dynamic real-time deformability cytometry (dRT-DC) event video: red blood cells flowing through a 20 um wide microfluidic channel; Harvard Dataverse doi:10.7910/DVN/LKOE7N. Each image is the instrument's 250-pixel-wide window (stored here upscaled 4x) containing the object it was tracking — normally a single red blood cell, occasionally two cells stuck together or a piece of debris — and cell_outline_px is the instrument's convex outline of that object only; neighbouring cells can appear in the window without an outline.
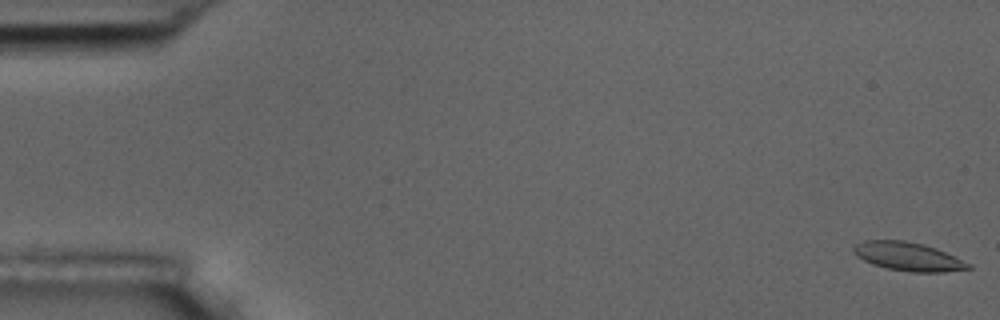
{"species": "common noctule bat (a hibernating species)", "species_latin": "Nyctalus noctula", "temperature_condition": "room temperature", "stored_images_in_passage": 3, "camera_frame_rate_fps": 3000, "um_per_image_px": 0.085, "animal": {"sex": "male", "body_mass_g": 17.5, "forearm_length_mm": 52.3}, "frame": {"image": 1, "passage_image": 3, "time_ms": 3.333, "image_size_px": [1000, 320], "cell_outline_px": [[972, 268], [944, 272], [916, 272], [888, 268], [872, 264], [856, 256], [852, 252], [852, 248], [856, 244], [864, 240], [904, 240], [924, 244], [936, 248], [956, 256], [972, 264]], "centroid_in_image_um": [77.21, 21.79], "position_along_channel_um": 7.8, "area_um2": 19.19}}